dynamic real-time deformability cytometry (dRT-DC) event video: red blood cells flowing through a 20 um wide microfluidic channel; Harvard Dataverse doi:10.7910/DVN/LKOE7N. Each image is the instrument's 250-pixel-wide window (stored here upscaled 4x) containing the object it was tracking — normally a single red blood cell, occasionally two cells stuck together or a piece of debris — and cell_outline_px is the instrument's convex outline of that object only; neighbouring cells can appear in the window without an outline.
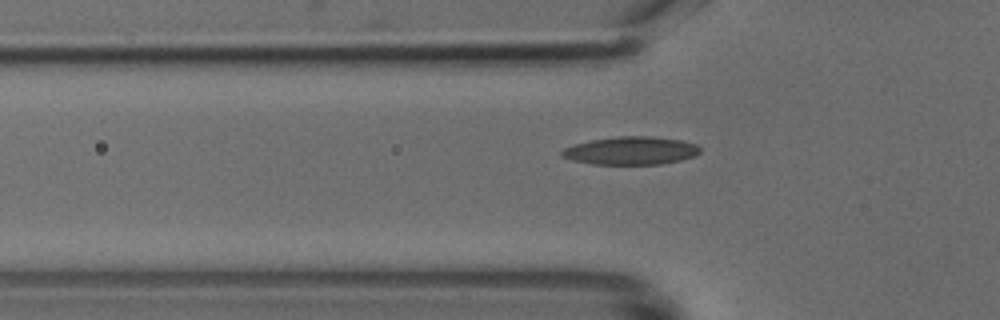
{"species": "common noctule bat (a hibernating species)", "species_latin": "Nyctalus noctula", "temperature_condition": "cold", "stored_images_in_passage": 44, "camera_frame_rate_fps": 3000, "um_per_image_px": 0.085, "animal": {"sex": "male", "body_mass_g": 18.8}, "frame": {"image": 1, "passage_image": 16, "time_ms": 5.0, "image_size_px": [1000, 320], "cell_outline_px": [[700, 152], [696, 156], [680, 160], [660, 164], [592, 164], [572, 160], [560, 156], [560, 152], [564, 148], [572, 144], [592, 140], [620, 136], [652, 136], [680, 140], [696, 144], [700, 148]], "centroid_in_image_um": [53.61, 12.81], "position_along_channel_um": 72.2, "area_um2": 22.6}}
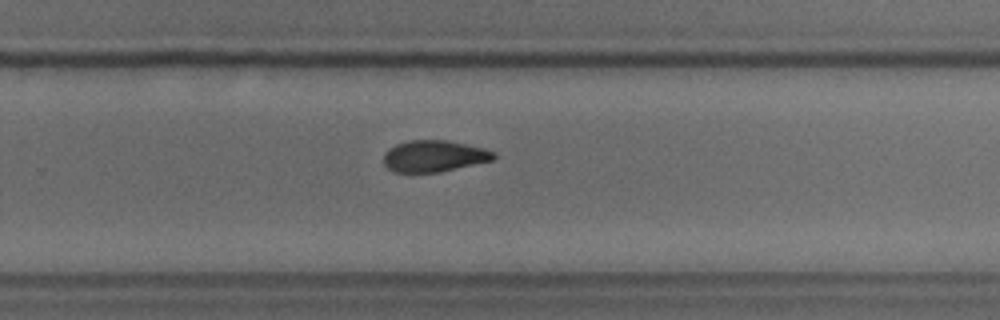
{"frame": {"image": 2, "passage_image": 32, "time_ms": 10.333, "image_size_px": [1000, 320], "cell_outline_px": [[496, 160], [440, 172], [396, 172], [388, 168], [384, 164], [384, 152], [388, 148], [396, 144], [412, 140], [444, 140], [484, 148], [496, 152]], "centroid_in_image_um": [36.93, 13.27], "position_along_channel_um": 292.9, "area_um2": 20.29}}
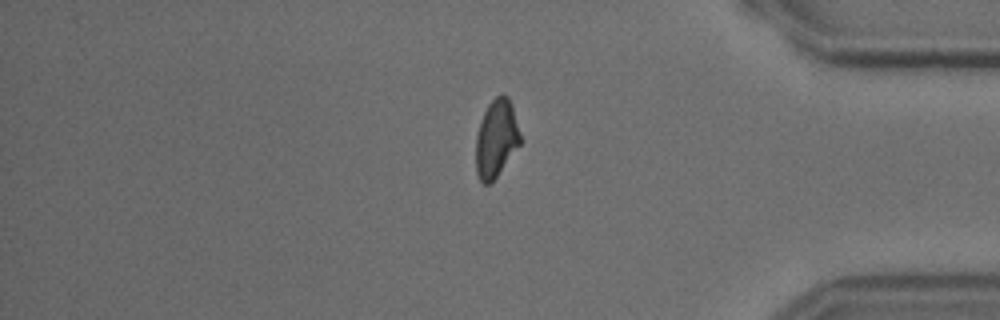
{"frame": {"image": 3, "passage_image": 41, "time_ms": 13.333, "image_size_px": [1000, 320], "cell_outline_px": [[520, 144], [496, 176], [488, 184], [484, 184], [480, 180], [476, 172], [476, 136], [480, 120], [488, 104], [496, 96], [504, 92], [508, 96], [512, 104], [520, 136]], "centroid_in_image_um": [42.16, 11.73], "position_along_channel_um": 393.0, "area_um2": 19.88}}